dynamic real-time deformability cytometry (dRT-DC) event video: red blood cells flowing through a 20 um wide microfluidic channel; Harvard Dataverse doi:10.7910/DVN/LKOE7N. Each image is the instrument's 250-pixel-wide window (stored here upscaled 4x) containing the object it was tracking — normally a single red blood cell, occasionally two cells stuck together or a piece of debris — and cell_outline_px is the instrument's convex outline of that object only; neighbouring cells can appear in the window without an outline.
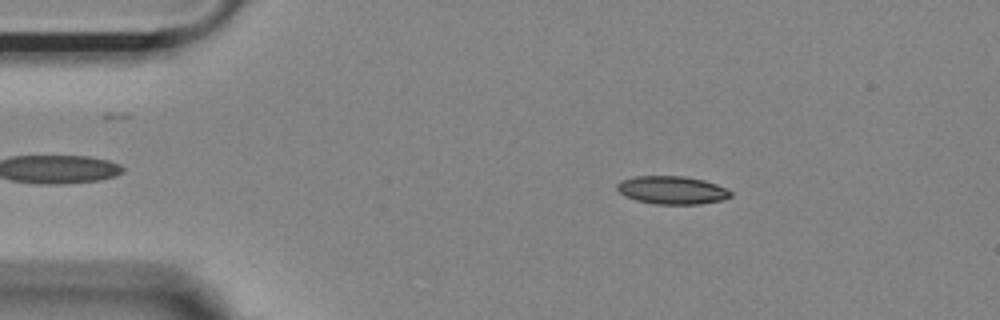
{"species": "Egyptian fruit bat (a non-hibernating species)", "species_latin": "Rousettus aegyptiacus", "temperature_condition": "room temperature", "stored_images_in_passage": 28, "camera_frame_rate_fps": 3000, "um_per_image_px": 0.085, "animal": {"sex": "female"}, "frame": {"image": 1, "passage_image": 8, "time_ms": 2.333, "image_size_px": [1000, 320], "cell_outline_px": [[732, 196], [724, 200], [700, 204], [656, 204], [636, 200], [624, 196], [616, 188], [616, 184], [620, 180], [636, 176], [684, 176], [704, 180], [728, 188], [732, 192]], "centroid_in_image_um": [57.14, 16.16], "position_along_channel_um": 27.9, "area_um2": 18.79}}
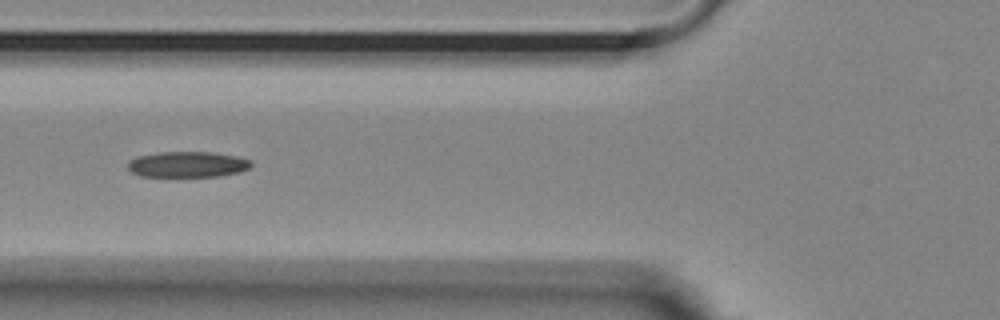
{"frame": {"image": 2, "passage_image": 19, "time_ms": 6.0, "image_size_px": [1000, 320], "cell_outline_px": [[252, 164], [248, 168], [240, 172], [216, 176], [140, 176], [132, 172], [128, 168], [128, 160], [136, 156], [160, 152], [212, 152], [236, 156], [252, 160]], "centroid_in_image_um": [15.92, 13.96], "position_along_channel_um": 109.9, "area_um2": 18.5}}
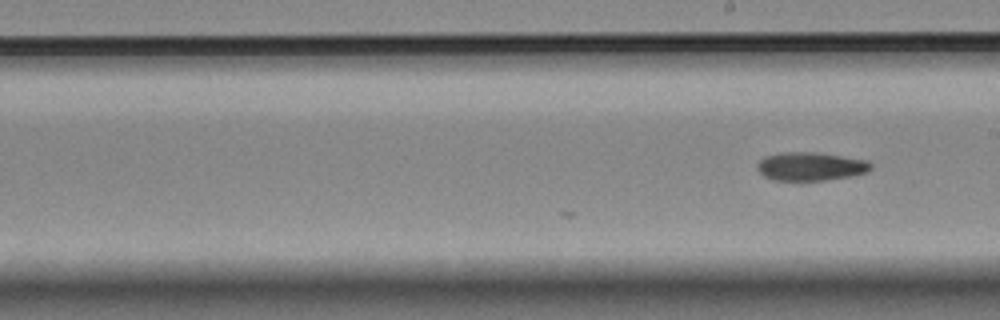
{"frame": {"image": 3, "passage_image": 28, "time_ms": 9.0, "image_size_px": [1000, 320], "cell_outline_px": [[872, 168], [868, 172], [852, 176], [824, 180], [772, 180], [764, 176], [756, 168], [756, 164], [764, 156], [784, 152], [816, 152], [868, 160], [872, 164]], "centroid_in_image_um": [68.91, 14.14], "position_along_channel_um": 220.1, "area_um2": 18.96}}